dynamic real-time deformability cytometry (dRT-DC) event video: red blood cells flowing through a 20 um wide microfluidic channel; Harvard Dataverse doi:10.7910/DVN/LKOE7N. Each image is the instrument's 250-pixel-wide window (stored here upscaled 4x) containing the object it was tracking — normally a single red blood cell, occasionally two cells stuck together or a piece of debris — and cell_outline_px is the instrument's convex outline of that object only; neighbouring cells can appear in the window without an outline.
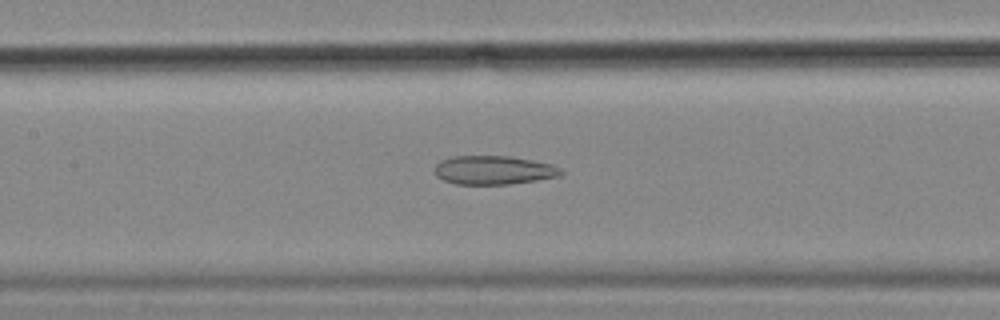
{"species": "common noctule bat (a hibernating species)", "species_latin": "Nyctalus noctula", "temperature_condition": "cold", "stored_images_in_passage": 21, "camera_frame_rate_fps": 3000, "um_per_image_px": 0.085, "animal": {"sex": "female", "body_mass_g": 18.4}, "frame": {"image": 1, "passage_image": 12, "time_ms": 3.667, "image_size_px": [1000, 320], "cell_outline_px": [[564, 172], [560, 176], [536, 180], [508, 184], [456, 184], [444, 180], [436, 176], [436, 164], [440, 160], [452, 156], [508, 156], [532, 160], [552, 164], [560, 168]], "centroid_in_image_um": [41.96, 14.45], "position_along_channel_um": 165.4, "area_um2": 21.1}}
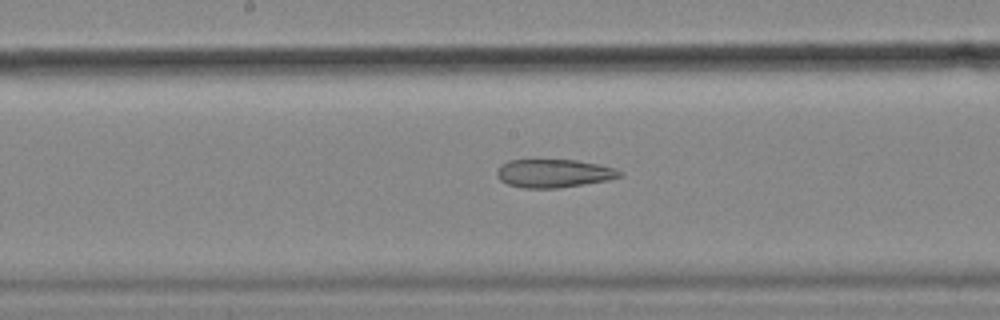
{"frame": {"image": 2, "passage_image": 15, "time_ms": 4.667, "image_size_px": [1000, 320], "cell_outline_px": [[624, 176], [608, 180], [556, 188], [524, 188], [508, 184], [500, 180], [496, 176], [496, 172], [500, 164], [508, 160], [576, 160], [616, 168], [624, 172]], "centroid_in_image_um": [47.07, 14.73], "position_along_channel_um": 201.1, "area_um2": 20.29}}